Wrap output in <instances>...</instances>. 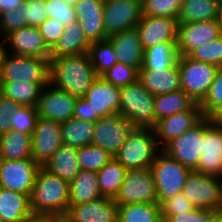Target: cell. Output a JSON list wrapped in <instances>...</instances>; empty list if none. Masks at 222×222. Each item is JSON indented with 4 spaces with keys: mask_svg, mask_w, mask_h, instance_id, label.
<instances>
[{
    "mask_svg": "<svg viewBox=\"0 0 222 222\" xmlns=\"http://www.w3.org/2000/svg\"><path fill=\"white\" fill-rule=\"evenodd\" d=\"M127 169L114 157L98 172V185L103 197L114 198L125 179Z\"/></svg>",
    "mask_w": 222,
    "mask_h": 222,
    "instance_id": "e575fe53",
    "label": "cell"
},
{
    "mask_svg": "<svg viewBox=\"0 0 222 222\" xmlns=\"http://www.w3.org/2000/svg\"><path fill=\"white\" fill-rule=\"evenodd\" d=\"M207 118L212 126L222 129V104L216 107Z\"/></svg>",
    "mask_w": 222,
    "mask_h": 222,
    "instance_id": "9f6ffc18",
    "label": "cell"
},
{
    "mask_svg": "<svg viewBox=\"0 0 222 222\" xmlns=\"http://www.w3.org/2000/svg\"><path fill=\"white\" fill-rule=\"evenodd\" d=\"M196 172L222 177V129L210 124L203 118L202 153Z\"/></svg>",
    "mask_w": 222,
    "mask_h": 222,
    "instance_id": "ac0fdd59",
    "label": "cell"
},
{
    "mask_svg": "<svg viewBox=\"0 0 222 222\" xmlns=\"http://www.w3.org/2000/svg\"><path fill=\"white\" fill-rule=\"evenodd\" d=\"M138 80L154 96L181 89L178 65L163 70H139Z\"/></svg>",
    "mask_w": 222,
    "mask_h": 222,
    "instance_id": "cb8c5ba5",
    "label": "cell"
},
{
    "mask_svg": "<svg viewBox=\"0 0 222 222\" xmlns=\"http://www.w3.org/2000/svg\"><path fill=\"white\" fill-rule=\"evenodd\" d=\"M222 104V67H218L214 80L204 99L199 103L204 117Z\"/></svg>",
    "mask_w": 222,
    "mask_h": 222,
    "instance_id": "7bdbcfd3",
    "label": "cell"
},
{
    "mask_svg": "<svg viewBox=\"0 0 222 222\" xmlns=\"http://www.w3.org/2000/svg\"><path fill=\"white\" fill-rule=\"evenodd\" d=\"M73 118L79 120H86L95 123L99 116H92V109L90 103L84 99V97L77 98L74 106V115Z\"/></svg>",
    "mask_w": 222,
    "mask_h": 222,
    "instance_id": "db71d44e",
    "label": "cell"
},
{
    "mask_svg": "<svg viewBox=\"0 0 222 222\" xmlns=\"http://www.w3.org/2000/svg\"><path fill=\"white\" fill-rule=\"evenodd\" d=\"M47 17L59 20L63 27L70 26L77 21L74 6L63 0H46Z\"/></svg>",
    "mask_w": 222,
    "mask_h": 222,
    "instance_id": "ee69618b",
    "label": "cell"
},
{
    "mask_svg": "<svg viewBox=\"0 0 222 222\" xmlns=\"http://www.w3.org/2000/svg\"><path fill=\"white\" fill-rule=\"evenodd\" d=\"M97 77L88 53L50 60V83L74 97H84Z\"/></svg>",
    "mask_w": 222,
    "mask_h": 222,
    "instance_id": "6da1fadb",
    "label": "cell"
},
{
    "mask_svg": "<svg viewBox=\"0 0 222 222\" xmlns=\"http://www.w3.org/2000/svg\"><path fill=\"white\" fill-rule=\"evenodd\" d=\"M4 38L8 50H12L9 54L50 59L51 49L47 46L38 27H21L10 32Z\"/></svg>",
    "mask_w": 222,
    "mask_h": 222,
    "instance_id": "ffe728a7",
    "label": "cell"
},
{
    "mask_svg": "<svg viewBox=\"0 0 222 222\" xmlns=\"http://www.w3.org/2000/svg\"><path fill=\"white\" fill-rule=\"evenodd\" d=\"M77 155L78 149L62 144L42 167L70 183L80 172Z\"/></svg>",
    "mask_w": 222,
    "mask_h": 222,
    "instance_id": "484cf974",
    "label": "cell"
},
{
    "mask_svg": "<svg viewBox=\"0 0 222 222\" xmlns=\"http://www.w3.org/2000/svg\"><path fill=\"white\" fill-rule=\"evenodd\" d=\"M77 21L91 43L108 40L104 32L103 16H77Z\"/></svg>",
    "mask_w": 222,
    "mask_h": 222,
    "instance_id": "f6af8a7d",
    "label": "cell"
},
{
    "mask_svg": "<svg viewBox=\"0 0 222 222\" xmlns=\"http://www.w3.org/2000/svg\"><path fill=\"white\" fill-rule=\"evenodd\" d=\"M210 222H222V213H218Z\"/></svg>",
    "mask_w": 222,
    "mask_h": 222,
    "instance_id": "6125c7cd",
    "label": "cell"
},
{
    "mask_svg": "<svg viewBox=\"0 0 222 222\" xmlns=\"http://www.w3.org/2000/svg\"><path fill=\"white\" fill-rule=\"evenodd\" d=\"M195 102L182 90H176L154 97V114L156 122L175 113L189 110Z\"/></svg>",
    "mask_w": 222,
    "mask_h": 222,
    "instance_id": "d6a6232c",
    "label": "cell"
},
{
    "mask_svg": "<svg viewBox=\"0 0 222 222\" xmlns=\"http://www.w3.org/2000/svg\"><path fill=\"white\" fill-rule=\"evenodd\" d=\"M30 213L28 195L0 187V218L4 222H21Z\"/></svg>",
    "mask_w": 222,
    "mask_h": 222,
    "instance_id": "83f0119b",
    "label": "cell"
},
{
    "mask_svg": "<svg viewBox=\"0 0 222 222\" xmlns=\"http://www.w3.org/2000/svg\"><path fill=\"white\" fill-rule=\"evenodd\" d=\"M217 20L178 24L177 49L179 56H189L194 50L220 37Z\"/></svg>",
    "mask_w": 222,
    "mask_h": 222,
    "instance_id": "2e32d148",
    "label": "cell"
},
{
    "mask_svg": "<svg viewBox=\"0 0 222 222\" xmlns=\"http://www.w3.org/2000/svg\"><path fill=\"white\" fill-rule=\"evenodd\" d=\"M88 55L97 76H102L118 62L114 46L109 40L92 42Z\"/></svg>",
    "mask_w": 222,
    "mask_h": 222,
    "instance_id": "8d00e7d4",
    "label": "cell"
},
{
    "mask_svg": "<svg viewBox=\"0 0 222 222\" xmlns=\"http://www.w3.org/2000/svg\"><path fill=\"white\" fill-rule=\"evenodd\" d=\"M52 222H72V221L66 216V214H62V215H54V219Z\"/></svg>",
    "mask_w": 222,
    "mask_h": 222,
    "instance_id": "91938a15",
    "label": "cell"
},
{
    "mask_svg": "<svg viewBox=\"0 0 222 222\" xmlns=\"http://www.w3.org/2000/svg\"><path fill=\"white\" fill-rule=\"evenodd\" d=\"M204 115L195 103L189 110L175 113L156 122L153 128L158 146L162 150L173 139L197 125Z\"/></svg>",
    "mask_w": 222,
    "mask_h": 222,
    "instance_id": "e0dca14e",
    "label": "cell"
},
{
    "mask_svg": "<svg viewBox=\"0 0 222 222\" xmlns=\"http://www.w3.org/2000/svg\"><path fill=\"white\" fill-rule=\"evenodd\" d=\"M118 222H163L158 203H135L120 205Z\"/></svg>",
    "mask_w": 222,
    "mask_h": 222,
    "instance_id": "d590c367",
    "label": "cell"
},
{
    "mask_svg": "<svg viewBox=\"0 0 222 222\" xmlns=\"http://www.w3.org/2000/svg\"><path fill=\"white\" fill-rule=\"evenodd\" d=\"M20 106V104L0 94V135L7 133L11 129L10 113Z\"/></svg>",
    "mask_w": 222,
    "mask_h": 222,
    "instance_id": "816d5d0a",
    "label": "cell"
},
{
    "mask_svg": "<svg viewBox=\"0 0 222 222\" xmlns=\"http://www.w3.org/2000/svg\"><path fill=\"white\" fill-rule=\"evenodd\" d=\"M183 0H142L143 15L177 19Z\"/></svg>",
    "mask_w": 222,
    "mask_h": 222,
    "instance_id": "ab89813d",
    "label": "cell"
},
{
    "mask_svg": "<svg viewBox=\"0 0 222 222\" xmlns=\"http://www.w3.org/2000/svg\"><path fill=\"white\" fill-rule=\"evenodd\" d=\"M118 204L109 197L69 205L66 216L72 222H118Z\"/></svg>",
    "mask_w": 222,
    "mask_h": 222,
    "instance_id": "7402d4cb",
    "label": "cell"
},
{
    "mask_svg": "<svg viewBox=\"0 0 222 222\" xmlns=\"http://www.w3.org/2000/svg\"><path fill=\"white\" fill-rule=\"evenodd\" d=\"M65 3L74 6L79 0H63Z\"/></svg>",
    "mask_w": 222,
    "mask_h": 222,
    "instance_id": "be15d7a7",
    "label": "cell"
},
{
    "mask_svg": "<svg viewBox=\"0 0 222 222\" xmlns=\"http://www.w3.org/2000/svg\"><path fill=\"white\" fill-rule=\"evenodd\" d=\"M119 114L134 127H155L154 95L137 80L120 88Z\"/></svg>",
    "mask_w": 222,
    "mask_h": 222,
    "instance_id": "277c9868",
    "label": "cell"
},
{
    "mask_svg": "<svg viewBox=\"0 0 222 222\" xmlns=\"http://www.w3.org/2000/svg\"><path fill=\"white\" fill-rule=\"evenodd\" d=\"M10 81L50 83V59L7 53L1 69L0 82Z\"/></svg>",
    "mask_w": 222,
    "mask_h": 222,
    "instance_id": "ba28073f",
    "label": "cell"
},
{
    "mask_svg": "<svg viewBox=\"0 0 222 222\" xmlns=\"http://www.w3.org/2000/svg\"><path fill=\"white\" fill-rule=\"evenodd\" d=\"M113 200L118 206L135 203H158L151 169L127 170L125 179Z\"/></svg>",
    "mask_w": 222,
    "mask_h": 222,
    "instance_id": "9c48e42d",
    "label": "cell"
},
{
    "mask_svg": "<svg viewBox=\"0 0 222 222\" xmlns=\"http://www.w3.org/2000/svg\"><path fill=\"white\" fill-rule=\"evenodd\" d=\"M76 100L77 97L49 83L41 90L37 104L38 116L63 123L73 118Z\"/></svg>",
    "mask_w": 222,
    "mask_h": 222,
    "instance_id": "9a60e30c",
    "label": "cell"
},
{
    "mask_svg": "<svg viewBox=\"0 0 222 222\" xmlns=\"http://www.w3.org/2000/svg\"><path fill=\"white\" fill-rule=\"evenodd\" d=\"M20 8L27 26L38 27L47 19L46 0H25Z\"/></svg>",
    "mask_w": 222,
    "mask_h": 222,
    "instance_id": "bcb514c9",
    "label": "cell"
},
{
    "mask_svg": "<svg viewBox=\"0 0 222 222\" xmlns=\"http://www.w3.org/2000/svg\"><path fill=\"white\" fill-rule=\"evenodd\" d=\"M135 28L143 49L160 43H177V19L143 15Z\"/></svg>",
    "mask_w": 222,
    "mask_h": 222,
    "instance_id": "d6986e66",
    "label": "cell"
},
{
    "mask_svg": "<svg viewBox=\"0 0 222 222\" xmlns=\"http://www.w3.org/2000/svg\"><path fill=\"white\" fill-rule=\"evenodd\" d=\"M91 42L81 29L78 21L64 28V32L58 42L50 51V60L61 56L78 55L88 53Z\"/></svg>",
    "mask_w": 222,
    "mask_h": 222,
    "instance_id": "d4e9b609",
    "label": "cell"
},
{
    "mask_svg": "<svg viewBox=\"0 0 222 222\" xmlns=\"http://www.w3.org/2000/svg\"><path fill=\"white\" fill-rule=\"evenodd\" d=\"M220 0H183L179 15L178 24L218 19Z\"/></svg>",
    "mask_w": 222,
    "mask_h": 222,
    "instance_id": "f546056e",
    "label": "cell"
},
{
    "mask_svg": "<svg viewBox=\"0 0 222 222\" xmlns=\"http://www.w3.org/2000/svg\"><path fill=\"white\" fill-rule=\"evenodd\" d=\"M217 214L213 210L196 208L193 211L166 216L163 222H210Z\"/></svg>",
    "mask_w": 222,
    "mask_h": 222,
    "instance_id": "f907efd6",
    "label": "cell"
},
{
    "mask_svg": "<svg viewBox=\"0 0 222 222\" xmlns=\"http://www.w3.org/2000/svg\"><path fill=\"white\" fill-rule=\"evenodd\" d=\"M190 58L222 67V35L217 39L194 50Z\"/></svg>",
    "mask_w": 222,
    "mask_h": 222,
    "instance_id": "b9f144b4",
    "label": "cell"
},
{
    "mask_svg": "<svg viewBox=\"0 0 222 222\" xmlns=\"http://www.w3.org/2000/svg\"><path fill=\"white\" fill-rule=\"evenodd\" d=\"M112 158L113 156L106 150L92 144L78 149L77 159L80 170H91L98 172Z\"/></svg>",
    "mask_w": 222,
    "mask_h": 222,
    "instance_id": "74e56055",
    "label": "cell"
},
{
    "mask_svg": "<svg viewBox=\"0 0 222 222\" xmlns=\"http://www.w3.org/2000/svg\"><path fill=\"white\" fill-rule=\"evenodd\" d=\"M40 166L32 159L1 160L0 187L30 197Z\"/></svg>",
    "mask_w": 222,
    "mask_h": 222,
    "instance_id": "8fae6325",
    "label": "cell"
},
{
    "mask_svg": "<svg viewBox=\"0 0 222 222\" xmlns=\"http://www.w3.org/2000/svg\"><path fill=\"white\" fill-rule=\"evenodd\" d=\"M101 77L114 86L121 88L136 82L139 77V70L137 68L124 65L121 62H117Z\"/></svg>",
    "mask_w": 222,
    "mask_h": 222,
    "instance_id": "60d3db41",
    "label": "cell"
},
{
    "mask_svg": "<svg viewBox=\"0 0 222 222\" xmlns=\"http://www.w3.org/2000/svg\"><path fill=\"white\" fill-rule=\"evenodd\" d=\"M49 83L0 82V94L23 106L37 107L41 90Z\"/></svg>",
    "mask_w": 222,
    "mask_h": 222,
    "instance_id": "4dcf8cb0",
    "label": "cell"
},
{
    "mask_svg": "<svg viewBox=\"0 0 222 222\" xmlns=\"http://www.w3.org/2000/svg\"><path fill=\"white\" fill-rule=\"evenodd\" d=\"M143 16L142 0H105L104 32L107 38L135 28Z\"/></svg>",
    "mask_w": 222,
    "mask_h": 222,
    "instance_id": "30bf717a",
    "label": "cell"
},
{
    "mask_svg": "<svg viewBox=\"0 0 222 222\" xmlns=\"http://www.w3.org/2000/svg\"><path fill=\"white\" fill-rule=\"evenodd\" d=\"M27 21L23 18L21 8L4 11L0 14V33L3 37L14 30L26 27Z\"/></svg>",
    "mask_w": 222,
    "mask_h": 222,
    "instance_id": "c3c4849f",
    "label": "cell"
},
{
    "mask_svg": "<svg viewBox=\"0 0 222 222\" xmlns=\"http://www.w3.org/2000/svg\"><path fill=\"white\" fill-rule=\"evenodd\" d=\"M150 169L155 181L159 205L170 197L182 193L186 179L192 171L162 150L156 155Z\"/></svg>",
    "mask_w": 222,
    "mask_h": 222,
    "instance_id": "5b68a950",
    "label": "cell"
},
{
    "mask_svg": "<svg viewBox=\"0 0 222 222\" xmlns=\"http://www.w3.org/2000/svg\"><path fill=\"white\" fill-rule=\"evenodd\" d=\"M38 28L47 46L52 49L61 38L65 27L61 25L59 20L47 17Z\"/></svg>",
    "mask_w": 222,
    "mask_h": 222,
    "instance_id": "681fc988",
    "label": "cell"
},
{
    "mask_svg": "<svg viewBox=\"0 0 222 222\" xmlns=\"http://www.w3.org/2000/svg\"><path fill=\"white\" fill-rule=\"evenodd\" d=\"M31 156V134L10 129L0 135V159L23 160Z\"/></svg>",
    "mask_w": 222,
    "mask_h": 222,
    "instance_id": "f1b7e54d",
    "label": "cell"
},
{
    "mask_svg": "<svg viewBox=\"0 0 222 222\" xmlns=\"http://www.w3.org/2000/svg\"><path fill=\"white\" fill-rule=\"evenodd\" d=\"M103 197L99 185L97 172L91 170H80V172L69 183L70 205L90 202Z\"/></svg>",
    "mask_w": 222,
    "mask_h": 222,
    "instance_id": "4316f807",
    "label": "cell"
},
{
    "mask_svg": "<svg viewBox=\"0 0 222 222\" xmlns=\"http://www.w3.org/2000/svg\"><path fill=\"white\" fill-rule=\"evenodd\" d=\"M33 213L66 214L69 202V182L40 167L30 195Z\"/></svg>",
    "mask_w": 222,
    "mask_h": 222,
    "instance_id": "7a4b0ae2",
    "label": "cell"
},
{
    "mask_svg": "<svg viewBox=\"0 0 222 222\" xmlns=\"http://www.w3.org/2000/svg\"><path fill=\"white\" fill-rule=\"evenodd\" d=\"M62 144L61 123L38 118L31 135L32 159L42 167Z\"/></svg>",
    "mask_w": 222,
    "mask_h": 222,
    "instance_id": "4fadbf2b",
    "label": "cell"
},
{
    "mask_svg": "<svg viewBox=\"0 0 222 222\" xmlns=\"http://www.w3.org/2000/svg\"><path fill=\"white\" fill-rule=\"evenodd\" d=\"M182 193L196 208L222 213V177L192 170Z\"/></svg>",
    "mask_w": 222,
    "mask_h": 222,
    "instance_id": "8992f818",
    "label": "cell"
},
{
    "mask_svg": "<svg viewBox=\"0 0 222 222\" xmlns=\"http://www.w3.org/2000/svg\"><path fill=\"white\" fill-rule=\"evenodd\" d=\"M162 220L166 216L193 211L196 207L184 196L183 193L176 194L165 200L161 205Z\"/></svg>",
    "mask_w": 222,
    "mask_h": 222,
    "instance_id": "7dc6e473",
    "label": "cell"
},
{
    "mask_svg": "<svg viewBox=\"0 0 222 222\" xmlns=\"http://www.w3.org/2000/svg\"><path fill=\"white\" fill-rule=\"evenodd\" d=\"M3 43L6 44L5 39L2 42H0V75H1V69H2L4 58L6 54L8 53L7 48L5 46L3 47Z\"/></svg>",
    "mask_w": 222,
    "mask_h": 222,
    "instance_id": "680465c9",
    "label": "cell"
},
{
    "mask_svg": "<svg viewBox=\"0 0 222 222\" xmlns=\"http://www.w3.org/2000/svg\"><path fill=\"white\" fill-rule=\"evenodd\" d=\"M133 128L134 126L120 114L100 117L94 123L91 144L103 148L114 157Z\"/></svg>",
    "mask_w": 222,
    "mask_h": 222,
    "instance_id": "7c38bea8",
    "label": "cell"
},
{
    "mask_svg": "<svg viewBox=\"0 0 222 222\" xmlns=\"http://www.w3.org/2000/svg\"><path fill=\"white\" fill-rule=\"evenodd\" d=\"M218 25L220 27V31H221V34H222V0H220V3H219V11H218Z\"/></svg>",
    "mask_w": 222,
    "mask_h": 222,
    "instance_id": "94428289",
    "label": "cell"
},
{
    "mask_svg": "<svg viewBox=\"0 0 222 222\" xmlns=\"http://www.w3.org/2000/svg\"><path fill=\"white\" fill-rule=\"evenodd\" d=\"M177 65L181 89L195 102L200 103L211 86L218 67L200 62L189 56H179Z\"/></svg>",
    "mask_w": 222,
    "mask_h": 222,
    "instance_id": "52a82bcc",
    "label": "cell"
},
{
    "mask_svg": "<svg viewBox=\"0 0 222 222\" xmlns=\"http://www.w3.org/2000/svg\"><path fill=\"white\" fill-rule=\"evenodd\" d=\"M105 0H79L74 9L77 16H103Z\"/></svg>",
    "mask_w": 222,
    "mask_h": 222,
    "instance_id": "f5cc1de1",
    "label": "cell"
},
{
    "mask_svg": "<svg viewBox=\"0 0 222 222\" xmlns=\"http://www.w3.org/2000/svg\"><path fill=\"white\" fill-rule=\"evenodd\" d=\"M160 151L153 129L134 127L114 158L127 170L150 168Z\"/></svg>",
    "mask_w": 222,
    "mask_h": 222,
    "instance_id": "3957f363",
    "label": "cell"
},
{
    "mask_svg": "<svg viewBox=\"0 0 222 222\" xmlns=\"http://www.w3.org/2000/svg\"><path fill=\"white\" fill-rule=\"evenodd\" d=\"M203 119L192 129L169 142L162 151L190 170H195L202 153Z\"/></svg>",
    "mask_w": 222,
    "mask_h": 222,
    "instance_id": "5bb4252c",
    "label": "cell"
},
{
    "mask_svg": "<svg viewBox=\"0 0 222 222\" xmlns=\"http://www.w3.org/2000/svg\"><path fill=\"white\" fill-rule=\"evenodd\" d=\"M10 115L12 130L32 135L39 118L37 107L21 105L18 109L11 111Z\"/></svg>",
    "mask_w": 222,
    "mask_h": 222,
    "instance_id": "f35d334b",
    "label": "cell"
},
{
    "mask_svg": "<svg viewBox=\"0 0 222 222\" xmlns=\"http://www.w3.org/2000/svg\"><path fill=\"white\" fill-rule=\"evenodd\" d=\"M108 40L114 46L118 62L138 70L142 67L144 49L136 28L119 32Z\"/></svg>",
    "mask_w": 222,
    "mask_h": 222,
    "instance_id": "603a6c76",
    "label": "cell"
},
{
    "mask_svg": "<svg viewBox=\"0 0 222 222\" xmlns=\"http://www.w3.org/2000/svg\"><path fill=\"white\" fill-rule=\"evenodd\" d=\"M94 133V123L86 120L71 118L61 123L63 144L80 149L90 145Z\"/></svg>",
    "mask_w": 222,
    "mask_h": 222,
    "instance_id": "836d02e7",
    "label": "cell"
},
{
    "mask_svg": "<svg viewBox=\"0 0 222 222\" xmlns=\"http://www.w3.org/2000/svg\"><path fill=\"white\" fill-rule=\"evenodd\" d=\"M177 43H160L144 49L143 63L139 70L167 69L177 65Z\"/></svg>",
    "mask_w": 222,
    "mask_h": 222,
    "instance_id": "1f68e13d",
    "label": "cell"
},
{
    "mask_svg": "<svg viewBox=\"0 0 222 222\" xmlns=\"http://www.w3.org/2000/svg\"><path fill=\"white\" fill-rule=\"evenodd\" d=\"M24 2L25 0H0V14L4 11L18 9Z\"/></svg>",
    "mask_w": 222,
    "mask_h": 222,
    "instance_id": "6f0895ef",
    "label": "cell"
},
{
    "mask_svg": "<svg viewBox=\"0 0 222 222\" xmlns=\"http://www.w3.org/2000/svg\"><path fill=\"white\" fill-rule=\"evenodd\" d=\"M84 99L90 103L92 116L106 117L119 114L120 88L98 76L86 91Z\"/></svg>",
    "mask_w": 222,
    "mask_h": 222,
    "instance_id": "44dd1931",
    "label": "cell"
},
{
    "mask_svg": "<svg viewBox=\"0 0 222 222\" xmlns=\"http://www.w3.org/2000/svg\"><path fill=\"white\" fill-rule=\"evenodd\" d=\"M53 219H54V214H43V213L31 212L21 222H52Z\"/></svg>",
    "mask_w": 222,
    "mask_h": 222,
    "instance_id": "11a10c76",
    "label": "cell"
}]
</instances>
